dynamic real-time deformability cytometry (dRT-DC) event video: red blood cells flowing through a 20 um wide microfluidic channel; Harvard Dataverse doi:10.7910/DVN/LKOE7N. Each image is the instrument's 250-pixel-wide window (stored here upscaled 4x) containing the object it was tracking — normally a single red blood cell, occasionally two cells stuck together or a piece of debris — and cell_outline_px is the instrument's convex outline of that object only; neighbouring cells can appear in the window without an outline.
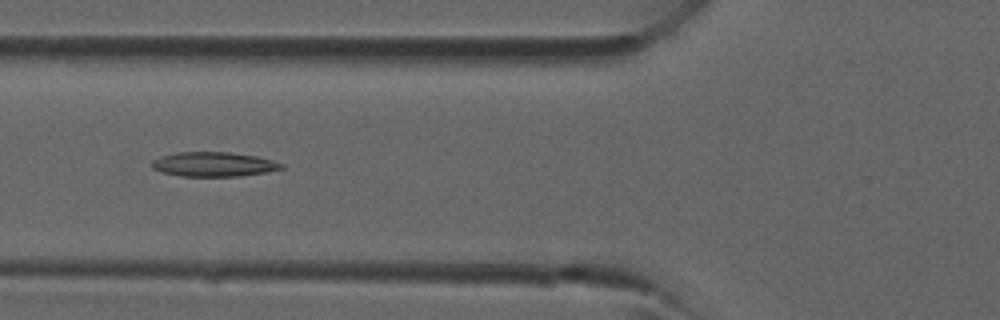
{"species": "common noctule bat (a hibernating species)", "species_latin": "Nyctalus noctula", "temperature_condition": "room temperature", "stored_images_in_passage": 35, "camera_frame_rate_fps": 3000, "um_per_image_px": 0.085, "animal": {"sex": "male", "forearm_length_mm": 52.5}, "frame": {"image": 1, "passage_image": 10, "time_ms": 3.0, "image_size_px": [1000, 320], "cell_outline_px": [[284, 168], [264, 172], [240, 176], [180, 176], [164, 172], [152, 168], [152, 160], [160, 156], [176, 152], [228, 152], [256, 156], [272, 160], [284, 164]], "centroid_in_image_um": [18.15, 13.96], "position_along_channel_um": 107.7, "area_um2": 18.38}}
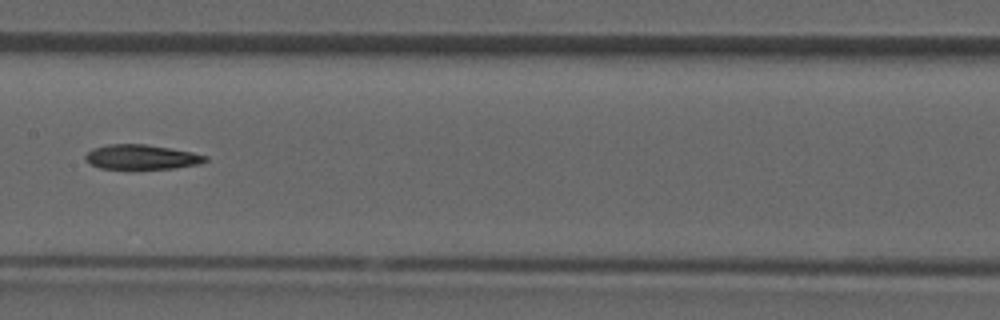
{"frame": {"image": 2, "passage_image": 15, "time_ms": 4.667, "image_size_px": [1000, 320], "cell_outline_px": [[208, 160], [200, 164], [172, 168], [100, 168], [88, 164], [84, 160], [84, 156], [92, 148], [108, 144], [144, 144], [192, 152], [208, 156]], "centroid_in_image_um": [11.99, 13.34], "position_along_channel_um": 195.4, "area_um2": 17.17}}
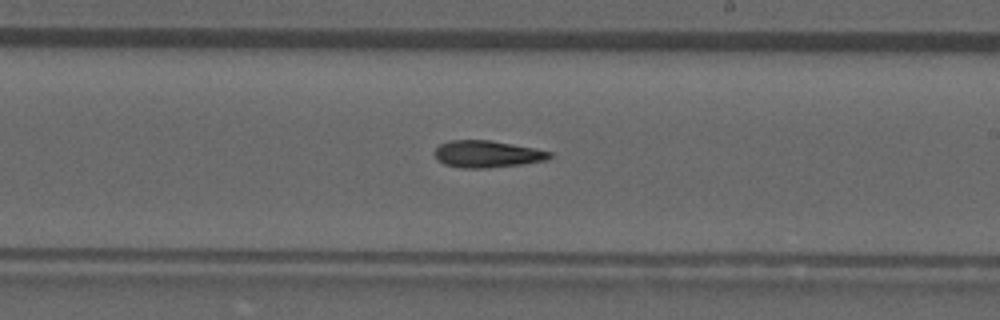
{"frame": {"image": 3, "passage_image": 18, "time_ms": 5.667, "image_size_px": [1000, 320], "cell_outline_px": [[552, 156], [544, 160], [520, 164], [488, 168], [460, 168], [444, 164], [436, 160], [436, 148], [440, 144], [448, 140], [488, 140], [512, 144], [552, 152]], "centroid_in_image_um": [41.35, 13.09], "position_along_channel_um": 247.6, "area_um2": 17.86}}